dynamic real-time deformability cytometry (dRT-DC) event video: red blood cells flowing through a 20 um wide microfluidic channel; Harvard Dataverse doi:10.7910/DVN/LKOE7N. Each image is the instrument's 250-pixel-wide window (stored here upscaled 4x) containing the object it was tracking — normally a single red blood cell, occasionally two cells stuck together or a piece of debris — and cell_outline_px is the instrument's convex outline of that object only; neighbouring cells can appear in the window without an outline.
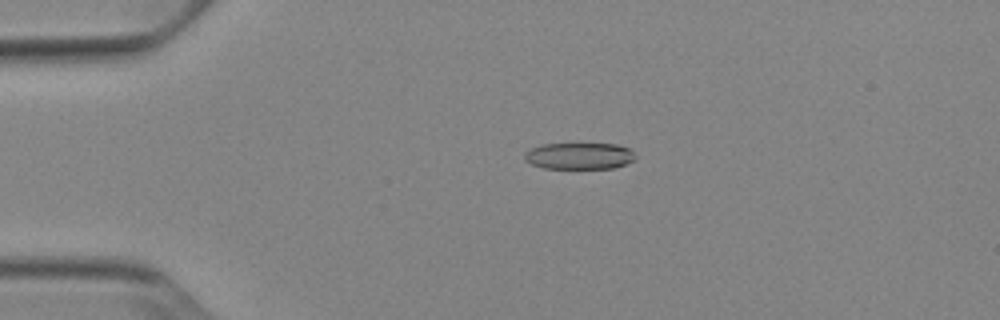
{"species": "Egyptian fruit bat (a non-hibernating species)", "species_latin": "Rousettus aegyptiacus", "temperature_condition": "cold", "stored_images_in_passage": 52, "camera_frame_rate_fps": 3000, "um_per_image_px": 0.085, "animal": {"sex": "female"}, "frame": {"image": 1, "passage_image": 12, "time_ms": 3.667, "image_size_px": [1000, 320], "cell_outline_px": [[636, 160], [612, 168], [544, 168], [532, 164], [524, 160], [524, 152], [532, 148], [544, 144], [580, 140], [616, 144], [628, 148], [636, 156]], "centroid_in_image_um": [49.24, 13.19], "position_along_channel_um": 35.8, "area_um2": 18.09}}
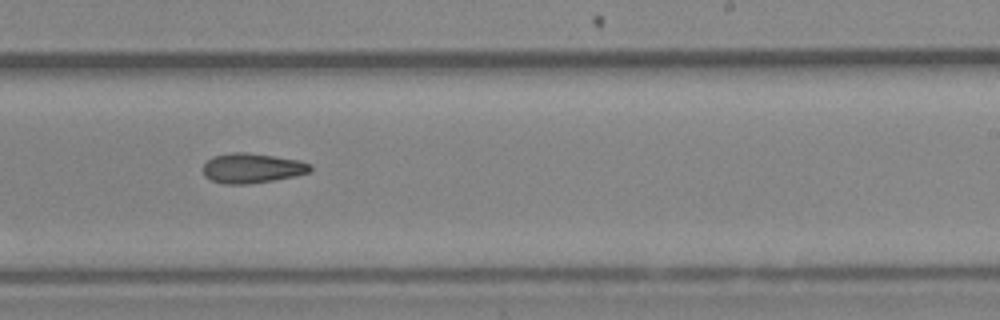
{"frame": {"image": 2, "passage_image": 33, "time_ms": 10.667, "image_size_px": [1000, 320], "cell_outline_px": [[312, 168], [308, 172], [292, 176], [272, 180], [248, 184], [224, 184], [212, 180], [204, 176], [200, 168], [212, 156], [232, 152], [244, 152], [300, 160], [312, 164]], "centroid_in_image_um": [21.36, 14.29], "position_along_channel_um": 267.6, "area_um2": 18.61}}
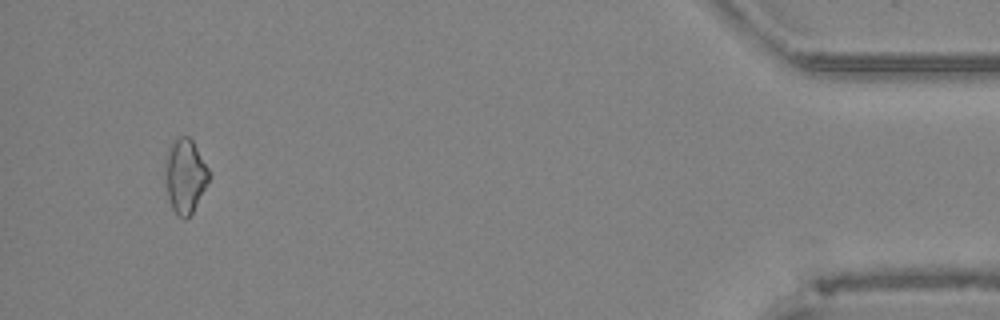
{"frame": {"image": 3, "passage_image": 50, "time_ms": 16.333, "image_size_px": [1000, 320], "cell_outline_px": [[208, 180], [192, 212], [184, 220], [172, 208], [168, 196], [164, 180], [164, 168], [168, 144], [180, 136], [188, 136], [192, 140], [208, 168]], "centroid_in_image_um": [15.68, 14.91], "position_along_channel_um": 419.5, "area_um2": 18.67}}